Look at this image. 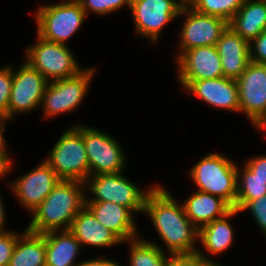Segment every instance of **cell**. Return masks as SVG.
I'll return each mask as SVG.
<instances>
[{
  "mask_svg": "<svg viewBox=\"0 0 266 266\" xmlns=\"http://www.w3.org/2000/svg\"><path fill=\"white\" fill-rule=\"evenodd\" d=\"M144 212L150 216L171 256H194L198 229L167 190L154 186L146 197ZM197 236V237H196Z\"/></svg>",
  "mask_w": 266,
  "mask_h": 266,
  "instance_id": "6da1fadb",
  "label": "cell"
},
{
  "mask_svg": "<svg viewBox=\"0 0 266 266\" xmlns=\"http://www.w3.org/2000/svg\"><path fill=\"white\" fill-rule=\"evenodd\" d=\"M82 186L86 184L76 180H60L32 212L33 218L27 230L34 233L60 230V227L69 230L73 219L85 206Z\"/></svg>",
  "mask_w": 266,
  "mask_h": 266,
  "instance_id": "7a4b0ae2",
  "label": "cell"
},
{
  "mask_svg": "<svg viewBox=\"0 0 266 266\" xmlns=\"http://www.w3.org/2000/svg\"><path fill=\"white\" fill-rule=\"evenodd\" d=\"M237 169L232 160L212 153L195 164L190 175L199 187L198 191L219 196L234 207L237 199V177L240 174Z\"/></svg>",
  "mask_w": 266,
  "mask_h": 266,
  "instance_id": "3957f363",
  "label": "cell"
},
{
  "mask_svg": "<svg viewBox=\"0 0 266 266\" xmlns=\"http://www.w3.org/2000/svg\"><path fill=\"white\" fill-rule=\"evenodd\" d=\"M45 162L61 180L85 182L90 176L89 161L83 142V126L66 130Z\"/></svg>",
  "mask_w": 266,
  "mask_h": 266,
  "instance_id": "277c9868",
  "label": "cell"
},
{
  "mask_svg": "<svg viewBox=\"0 0 266 266\" xmlns=\"http://www.w3.org/2000/svg\"><path fill=\"white\" fill-rule=\"evenodd\" d=\"M86 13L80 3L41 6L36 13L37 37L65 44L83 24Z\"/></svg>",
  "mask_w": 266,
  "mask_h": 266,
  "instance_id": "5b68a950",
  "label": "cell"
},
{
  "mask_svg": "<svg viewBox=\"0 0 266 266\" xmlns=\"http://www.w3.org/2000/svg\"><path fill=\"white\" fill-rule=\"evenodd\" d=\"M38 40L26 50L27 63L47 80L70 78L83 70L65 44L49 42L40 37Z\"/></svg>",
  "mask_w": 266,
  "mask_h": 266,
  "instance_id": "8992f818",
  "label": "cell"
},
{
  "mask_svg": "<svg viewBox=\"0 0 266 266\" xmlns=\"http://www.w3.org/2000/svg\"><path fill=\"white\" fill-rule=\"evenodd\" d=\"M91 176L84 183H88L87 186H89L88 188L95 195V199L87 200L86 198L85 202L110 201L123 205L133 212H144L146 197L153 187L146 193L142 192L136 185L127 180L122 175V172Z\"/></svg>",
  "mask_w": 266,
  "mask_h": 266,
  "instance_id": "52a82bcc",
  "label": "cell"
},
{
  "mask_svg": "<svg viewBox=\"0 0 266 266\" xmlns=\"http://www.w3.org/2000/svg\"><path fill=\"white\" fill-rule=\"evenodd\" d=\"M93 73L94 69L87 68L73 77L50 81L41 102L44 106V115H60L78 107L87 93Z\"/></svg>",
  "mask_w": 266,
  "mask_h": 266,
  "instance_id": "ba28073f",
  "label": "cell"
},
{
  "mask_svg": "<svg viewBox=\"0 0 266 266\" xmlns=\"http://www.w3.org/2000/svg\"><path fill=\"white\" fill-rule=\"evenodd\" d=\"M83 142L90 176L123 172L125 157L121 146L111 136L92 127L83 126Z\"/></svg>",
  "mask_w": 266,
  "mask_h": 266,
  "instance_id": "9c48e42d",
  "label": "cell"
},
{
  "mask_svg": "<svg viewBox=\"0 0 266 266\" xmlns=\"http://www.w3.org/2000/svg\"><path fill=\"white\" fill-rule=\"evenodd\" d=\"M185 2L175 0H132L131 11L136 33L154 43L163 27L180 15Z\"/></svg>",
  "mask_w": 266,
  "mask_h": 266,
  "instance_id": "30bf717a",
  "label": "cell"
},
{
  "mask_svg": "<svg viewBox=\"0 0 266 266\" xmlns=\"http://www.w3.org/2000/svg\"><path fill=\"white\" fill-rule=\"evenodd\" d=\"M48 80L27 62L17 72L12 70V89L8 106V120L16 112H27L41 104Z\"/></svg>",
  "mask_w": 266,
  "mask_h": 266,
  "instance_id": "8fae6325",
  "label": "cell"
},
{
  "mask_svg": "<svg viewBox=\"0 0 266 266\" xmlns=\"http://www.w3.org/2000/svg\"><path fill=\"white\" fill-rule=\"evenodd\" d=\"M188 17L182 27L180 49L184 51L202 47L216 46L223 32L228 27V22L223 18L199 13L187 3L182 7L180 14Z\"/></svg>",
  "mask_w": 266,
  "mask_h": 266,
  "instance_id": "7c38bea8",
  "label": "cell"
},
{
  "mask_svg": "<svg viewBox=\"0 0 266 266\" xmlns=\"http://www.w3.org/2000/svg\"><path fill=\"white\" fill-rule=\"evenodd\" d=\"M236 81L240 112L254 126L266 113V65L250 62Z\"/></svg>",
  "mask_w": 266,
  "mask_h": 266,
  "instance_id": "4fadbf2b",
  "label": "cell"
},
{
  "mask_svg": "<svg viewBox=\"0 0 266 266\" xmlns=\"http://www.w3.org/2000/svg\"><path fill=\"white\" fill-rule=\"evenodd\" d=\"M179 81L187 88L193 81L223 77L216 46L196 47L177 56Z\"/></svg>",
  "mask_w": 266,
  "mask_h": 266,
  "instance_id": "5bb4252c",
  "label": "cell"
},
{
  "mask_svg": "<svg viewBox=\"0 0 266 266\" xmlns=\"http://www.w3.org/2000/svg\"><path fill=\"white\" fill-rule=\"evenodd\" d=\"M61 179L44 161L31 172L10 184L19 202L33 212Z\"/></svg>",
  "mask_w": 266,
  "mask_h": 266,
  "instance_id": "9a60e30c",
  "label": "cell"
},
{
  "mask_svg": "<svg viewBox=\"0 0 266 266\" xmlns=\"http://www.w3.org/2000/svg\"><path fill=\"white\" fill-rule=\"evenodd\" d=\"M189 92L211 106L240 112L237 81L226 77L193 81Z\"/></svg>",
  "mask_w": 266,
  "mask_h": 266,
  "instance_id": "2e32d148",
  "label": "cell"
},
{
  "mask_svg": "<svg viewBox=\"0 0 266 266\" xmlns=\"http://www.w3.org/2000/svg\"><path fill=\"white\" fill-rule=\"evenodd\" d=\"M223 70V77L237 80L250 63V43L230 27L216 43Z\"/></svg>",
  "mask_w": 266,
  "mask_h": 266,
  "instance_id": "e0dca14e",
  "label": "cell"
},
{
  "mask_svg": "<svg viewBox=\"0 0 266 266\" xmlns=\"http://www.w3.org/2000/svg\"><path fill=\"white\" fill-rule=\"evenodd\" d=\"M85 206L97 221L112 231L122 242H128L137 237L134 218L129 208L110 201L85 202Z\"/></svg>",
  "mask_w": 266,
  "mask_h": 266,
  "instance_id": "ac0fdd59",
  "label": "cell"
},
{
  "mask_svg": "<svg viewBox=\"0 0 266 266\" xmlns=\"http://www.w3.org/2000/svg\"><path fill=\"white\" fill-rule=\"evenodd\" d=\"M183 208L185 215L198 230L214 220L223 218L233 210L223 198L201 191L194 192L183 203Z\"/></svg>",
  "mask_w": 266,
  "mask_h": 266,
  "instance_id": "d6986e66",
  "label": "cell"
},
{
  "mask_svg": "<svg viewBox=\"0 0 266 266\" xmlns=\"http://www.w3.org/2000/svg\"><path fill=\"white\" fill-rule=\"evenodd\" d=\"M69 231L83 245L108 247L123 243L112 231L97 221L86 206L73 219Z\"/></svg>",
  "mask_w": 266,
  "mask_h": 266,
  "instance_id": "ffe728a7",
  "label": "cell"
},
{
  "mask_svg": "<svg viewBox=\"0 0 266 266\" xmlns=\"http://www.w3.org/2000/svg\"><path fill=\"white\" fill-rule=\"evenodd\" d=\"M81 246L69 230L45 232L46 266H78L73 261Z\"/></svg>",
  "mask_w": 266,
  "mask_h": 266,
  "instance_id": "44dd1931",
  "label": "cell"
},
{
  "mask_svg": "<svg viewBox=\"0 0 266 266\" xmlns=\"http://www.w3.org/2000/svg\"><path fill=\"white\" fill-rule=\"evenodd\" d=\"M228 27L251 45V41L266 29V3L245 0Z\"/></svg>",
  "mask_w": 266,
  "mask_h": 266,
  "instance_id": "7402d4cb",
  "label": "cell"
},
{
  "mask_svg": "<svg viewBox=\"0 0 266 266\" xmlns=\"http://www.w3.org/2000/svg\"><path fill=\"white\" fill-rule=\"evenodd\" d=\"M19 235L8 266H46L45 233L25 230Z\"/></svg>",
  "mask_w": 266,
  "mask_h": 266,
  "instance_id": "603a6c76",
  "label": "cell"
},
{
  "mask_svg": "<svg viewBox=\"0 0 266 266\" xmlns=\"http://www.w3.org/2000/svg\"><path fill=\"white\" fill-rule=\"evenodd\" d=\"M238 213L233 209L223 218L214 220L198 230V238L201 239L203 246L212 254H219L227 250L234 240L232 225L227 218L235 216Z\"/></svg>",
  "mask_w": 266,
  "mask_h": 266,
  "instance_id": "cb8c5ba5",
  "label": "cell"
},
{
  "mask_svg": "<svg viewBox=\"0 0 266 266\" xmlns=\"http://www.w3.org/2000/svg\"><path fill=\"white\" fill-rule=\"evenodd\" d=\"M130 244V266H167L169 259L154 242L132 239Z\"/></svg>",
  "mask_w": 266,
  "mask_h": 266,
  "instance_id": "d4e9b609",
  "label": "cell"
},
{
  "mask_svg": "<svg viewBox=\"0 0 266 266\" xmlns=\"http://www.w3.org/2000/svg\"><path fill=\"white\" fill-rule=\"evenodd\" d=\"M240 178L239 182L237 177V199L233 207L238 212L250 200L266 195V178L257 177L246 166Z\"/></svg>",
  "mask_w": 266,
  "mask_h": 266,
  "instance_id": "484cf974",
  "label": "cell"
},
{
  "mask_svg": "<svg viewBox=\"0 0 266 266\" xmlns=\"http://www.w3.org/2000/svg\"><path fill=\"white\" fill-rule=\"evenodd\" d=\"M245 0H188L195 11L223 18L227 22L239 11Z\"/></svg>",
  "mask_w": 266,
  "mask_h": 266,
  "instance_id": "4316f807",
  "label": "cell"
},
{
  "mask_svg": "<svg viewBox=\"0 0 266 266\" xmlns=\"http://www.w3.org/2000/svg\"><path fill=\"white\" fill-rule=\"evenodd\" d=\"M81 7L87 11L91 10L97 14H106L114 12L119 8H122L124 5L131 7L132 0H81L79 2Z\"/></svg>",
  "mask_w": 266,
  "mask_h": 266,
  "instance_id": "83f0119b",
  "label": "cell"
},
{
  "mask_svg": "<svg viewBox=\"0 0 266 266\" xmlns=\"http://www.w3.org/2000/svg\"><path fill=\"white\" fill-rule=\"evenodd\" d=\"M12 89V67L0 68V119H8V106Z\"/></svg>",
  "mask_w": 266,
  "mask_h": 266,
  "instance_id": "f1b7e54d",
  "label": "cell"
},
{
  "mask_svg": "<svg viewBox=\"0 0 266 266\" xmlns=\"http://www.w3.org/2000/svg\"><path fill=\"white\" fill-rule=\"evenodd\" d=\"M18 237L10 231L0 233V266H8Z\"/></svg>",
  "mask_w": 266,
  "mask_h": 266,
  "instance_id": "f546056e",
  "label": "cell"
},
{
  "mask_svg": "<svg viewBox=\"0 0 266 266\" xmlns=\"http://www.w3.org/2000/svg\"><path fill=\"white\" fill-rule=\"evenodd\" d=\"M250 209L253 217L266 235V195L247 202L239 211Z\"/></svg>",
  "mask_w": 266,
  "mask_h": 266,
  "instance_id": "4dcf8cb0",
  "label": "cell"
},
{
  "mask_svg": "<svg viewBox=\"0 0 266 266\" xmlns=\"http://www.w3.org/2000/svg\"><path fill=\"white\" fill-rule=\"evenodd\" d=\"M251 42L254 43V48L250 45V62L266 65V29Z\"/></svg>",
  "mask_w": 266,
  "mask_h": 266,
  "instance_id": "1f68e13d",
  "label": "cell"
},
{
  "mask_svg": "<svg viewBox=\"0 0 266 266\" xmlns=\"http://www.w3.org/2000/svg\"><path fill=\"white\" fill-rule=\"evenodd\" d=\"M246 166L257 177L266 178V156L250 159Z\"/></svg>",
  "mask_w": 266,
  "mask_h": 266,
  "instance_id": "d6a6232c",
  "label": "cell"
},
{
  "mask_svg": "<svg viewBox=\"0 0 266 266\" xmlns=\"http://www.w3.org/2000/svg\"><path fill=\"white\" fill-rule=\"evenodd\" d=\"M167 266H196V255L194 256H171Z\"/></svg>",
  "mask_w": 266,
  "mask_h": 266,
  "instance_id": "836d02e7",
  "label": "cell"
},
{
  "mask_svg": "<svg viewBox=\"0 0 266 266\" xmlns=\"http://www.w3.org/2000/svg\"><path fill=\"white\" fill-rule=\"evenodd\" d=\"M78 266H120V265L114 261L100 257L78 263Z\"/></svg>",
  "mask_w": 266,
  "mask_h": 266,
  "instance_id": "e575fe53",
  "label": "cell"
},
{
  "mask_svg": "<svg viewBox=\"0 0 266 266\" xmlns=\"http://www.w3.org/2000/svg\"><path fill=\"white\" fill-rule=\"evenodd\" d=\"M10 159L11 158L6 151H0V177L10 171L12 166Z\"/></svg>",
  "mask_w": 266,
  "mask_h": 266,
  "instance_id": "d590c367",
  "label": "cell"
},
{
  "mask_svg": "<svg viewBox=\"0 0 266 266\" xmlns=\"http://www.w3.org/2000/svg\"><path fill=\"white\" fill-rule=\"evenodd\" d=\"M196 266H221L219 264H215L214 262L208 260L200 251L196 252Z\"/></svg>",
  "mask_w": 266,
  "mask_h": 266,
  "instance_id": "8d00e7d4",
  "label": "cell"
},
{
  "mask_svg": "<svg viewBox=\"0 0 266 266\" xmlns=\"http://www.w3.org/2000/svg\"><path fill=\"white\" fill-rule=\"evenodd\" d=\"M5 121L6 119H0V151H7L5 149V140L3 138V131H4V127H5Z\"/></svg>",
  "mask_w": 266,
  "mask_h": 266,
  "instance_id": "74e56055",
  "label": "cell"
},
{
  "mask_svg": "<svg viewBox=\"0 0 266 266\" xmlns=\"http://www.w3.org/2000/svg\"><path fill=\"white\" fill-rule=\"evenodd\" d=\"M5 210H4V207H3V203H2V200H1V197H0V233L1 232H6V230H4V222H5Z\"/></svg>",
  "mask_w": 266,
  "mask_h": 266,
  "instance_id": "f35d334b",
  "label": "cell"
},
{
  "mask_svg": "<svg viewBox=\"0 0 266 266\" xmlns=\"http://www.w3.org/2000/svg\"><path fill=\"white\" fill-rule=\"evenodd\" d=\"M256 128L266 129V113L264 116L255 124Z\"/></svg>",
  "mask_w": 266,
  "mask_h": 266,
  "instance_id": "ab89813d",
  "label": "cell"
},
{
  "mask_svg": "<svg viewBox=\"0 0 266 266\" xmlns=\"http://www.w3.org/2000/svg\"><path fill=\"white\" fill-rule=\"evenodd\" d=\"M81 0H69L68 2H75V3H79Z\"/></svg>",
  "mask_w": 266,
  "mask_h": 266,
  "instance_id": "60d3db41",
  "label": "cell"
},
{
  "mask_svg": "<svg viewBox=\"0 0 266 266\" xmlns=\"http://www.w3.org/2000/svg\"><path fill=\"white\" fill-rule=\"evenodd\" d=\"M253 1L266 3V0H253Z\"/></svg>",
  "mask_w": 266,
  "mask_h": 266,
  "instance_id": "b9f144b4",
  "label": "cell"
}]
</instances>
